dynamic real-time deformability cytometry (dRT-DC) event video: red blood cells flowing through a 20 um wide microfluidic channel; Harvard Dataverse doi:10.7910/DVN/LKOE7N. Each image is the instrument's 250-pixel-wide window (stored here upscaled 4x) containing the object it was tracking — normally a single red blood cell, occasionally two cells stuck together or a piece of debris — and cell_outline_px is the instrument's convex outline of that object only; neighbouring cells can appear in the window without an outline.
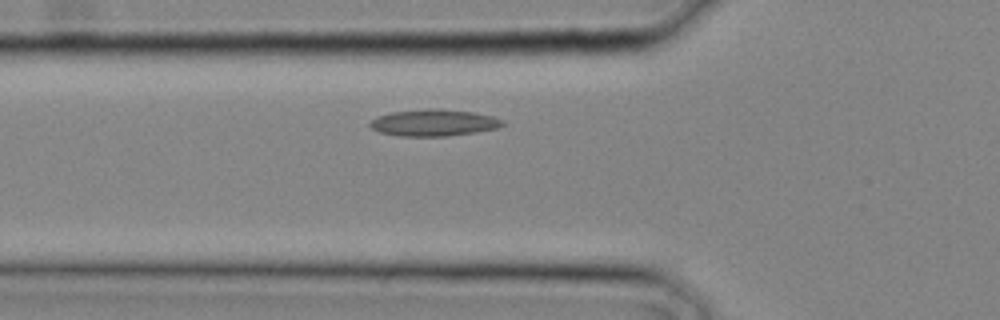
{"species": "common noctule bat (a hibernating species)", "species_latin": "Nyctalus noctula", "temperature_condition": "cold", "stored_images_in_passage": 13, "camera_frame_rate_fps": 3000, "um_per_image_px": 0.085, "animal": {"sex": "male", "body_mass_g": 20.4}, "frame": {"image": 1, "passage_image": 3, "time_ms": 0.667, "image_size_px": [1000, 320], "cell_outline_px": [[504, 124], [496, 128], [476, 132], [448, 136], [400, 136], [380, 132], [372, 128], [368, 124], [376, 116], [392, 112], [472, 112], [492, 116], [504, 120]], "centroid_in_image_um": [36.87, 10.49], "position_along_channel_um": 88.9, "area_um2": 19.31}}
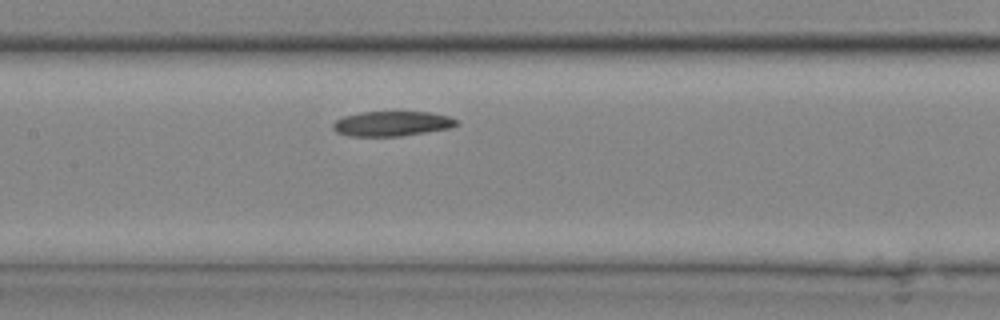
{"frame": {"image": 2, "passage_image": 7, "time_ms": 2.0, "image_size_px": [1000, 320], "cell_outline_px": [[460, 124], [448, 128], [400, 136], [348, 136], [336, 132], [332, 128], [332, 124], [336, 120], [344, 116], [360, 112], [428, 112], [448, 116], [460, 120]], "centroid_in_image_um": [33.3, 10.51], "position_along_channel_um": 174.1, "area_um2": 17.92}}
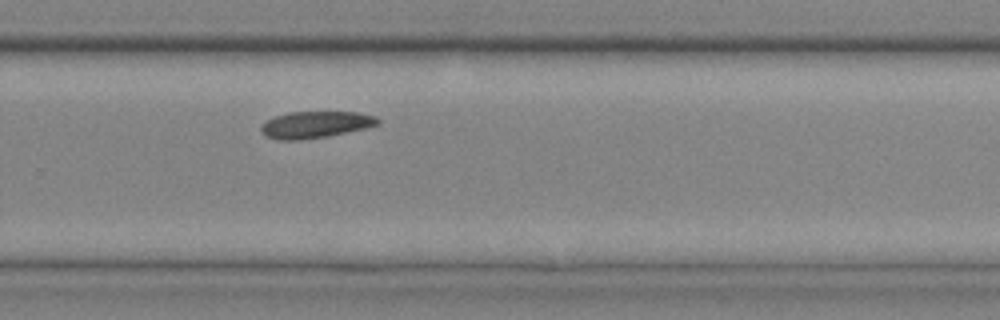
{"frame": {"image": 3, "passage_image": 13, "time_ms": 4.0, "image_size_px": [1000, 320], "cell_outline_px": [[380, 124], [364, 128], [328, 136], [300, 140], [280, 140], [264, 136], [260, 132], [260, 128], [268, 120], [276, 116], [288, 112], [360, 112], [376, 116], [380, 120]], "centroid_in_image_um": [26.82, 10.59], "position_along_channel_um": 303.0, "area_um2": 18.15}}